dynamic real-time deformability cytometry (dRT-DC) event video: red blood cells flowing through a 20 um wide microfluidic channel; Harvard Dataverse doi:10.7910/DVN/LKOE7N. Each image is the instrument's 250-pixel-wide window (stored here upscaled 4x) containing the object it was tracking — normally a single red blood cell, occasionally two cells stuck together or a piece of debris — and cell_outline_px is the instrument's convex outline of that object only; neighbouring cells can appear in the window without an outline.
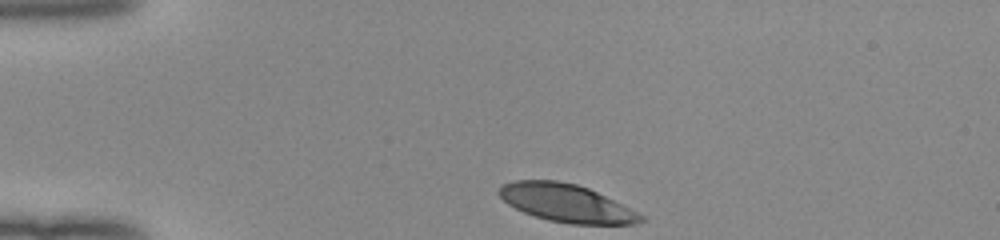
{"species": "human", "species_latin": "Homo sapiens", "temperature_condition": "room temperature", "stored_images_in_passage": 33, "camera_frame_rate_fps": 3000, "um_per_image_px": 0.085, "donor": {"sex": "female"}, "frame": {"image": 1, "passage_image": 1, "time_ms": 0.0, "image_size_px": [1000, 240], "cell_outline_px": [[648, 220], [636, 224], [568, 224], [548, 220], [524, 212], [508, 204], [496, 192], [504, 184], [512, 180], [556, 180], [576, 184], [588, 188], [644, 216]], "centroid_in_image_um": [48.12, 17.27], "position_along_channel_um": 36.9, "area_um2": 30.98}}
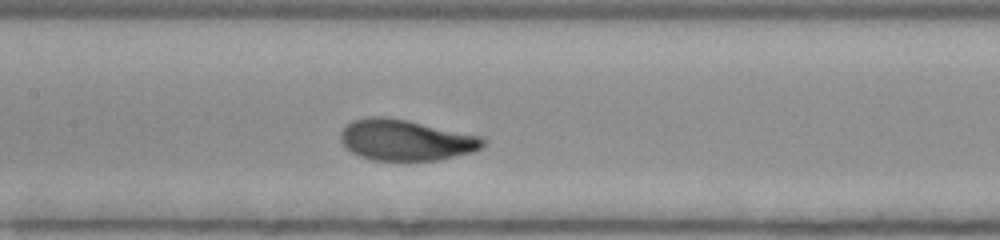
{"frame": {"image": 2, "passage_image": 15, "time_ms": 4.667, "image_size_px": [1000, 240], "cell_outline_px": [[488, 140], [480, 148], [472, 152], [440, 160], [372, 160], [360, 156], [352, 152], [340, 140], [340, 132], [344, 124], [352, 120], [364, 116], [384, 116], [408, 120], [484, 136]], "centroid_in_image_um": [34.5, 11.88], "position_along_channel_um": 172.9, "area_um2": 34.45}}
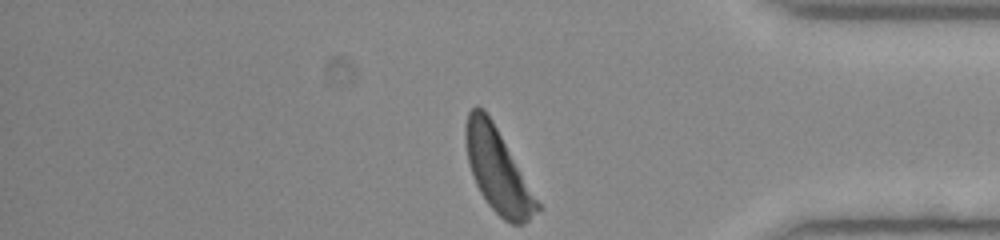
{"frame": {"image": 3, "passage_image": 33, "time_ms": 10.667, "image_size_px": [1000, 240], "cell_outline_px": [[544, 208], [524, 224], [512, 224], [504, 220], [488, 204], [480, 192], [472, 176], [468, 164], [464, 140], [464, 124], [468, 112], [476, 104], [484, 108], [492, 120]], "centroid_in_image_um": [42.31, 14.47], "position_along_channel_um": 392.9, "area_um2": 35.37}, "authors_computed_cell_mechanics": {"area_um2": 33.6974, "velocity_mm_per_s": 3.988, "shape_relaxation_time_tau1_ms": 2.5611, "shape_relaxation_time_tau2_ms": null, "deformation_change_tau1": 0.1801, "deformation_change_tau2": null}}